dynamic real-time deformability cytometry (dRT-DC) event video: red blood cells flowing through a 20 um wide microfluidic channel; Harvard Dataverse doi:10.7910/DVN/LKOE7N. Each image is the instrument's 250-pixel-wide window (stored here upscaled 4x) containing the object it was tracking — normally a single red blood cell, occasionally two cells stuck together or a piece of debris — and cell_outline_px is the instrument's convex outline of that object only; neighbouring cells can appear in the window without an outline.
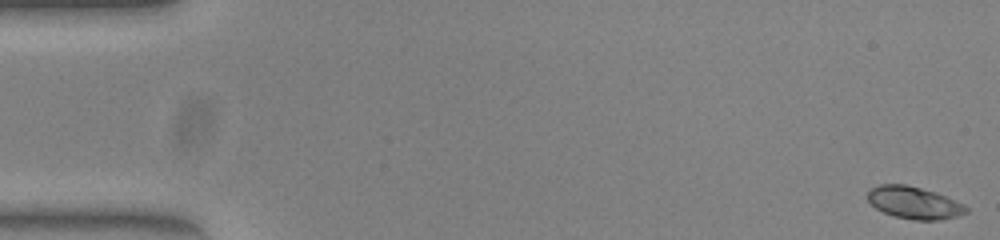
{"species": "common noctule bat (a hibernating species)", "species_latin": "Nyctalus noctula", "temperature_condition": "warm", "stored_images_in_passage": 52, "camera_frame_rate_fps": 3000, "um_per_image_px": 0.085, "animal": {"sex": "female", "body_mass_g": 23.0, "forearm_length_mm": 53.4}, "frame": {"image": 1, "passage_image": 1, "time_ms": 0.0, "image_size_px": [1000, 240], "cell_outline_px": [[968, 212], [956, 216], [940, 220], [916, 220], [896, 216], [884, 212], [876, 208], [868, 200], [868, 192], [872, 188], [880, 184], [908, 184], [936, 192], [964, 204], [968, 208]], "centroid_in_image_um": [77.72, 17.22], "position_along_channel_um": 7.3, "area_um2": 18.38}}
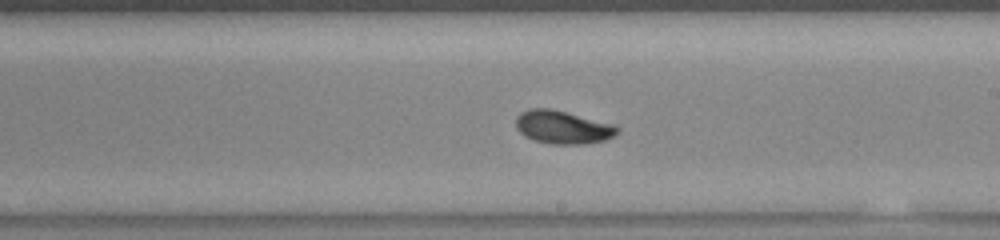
{"frame": {"image": 2, "passage_image": 30, "time_ms": 9.667, "image_size_px": [1000, 240], "cell_outline_px": [[620, 132], [604, 140], [584, 144], [552, 144], [536, 140], [524, 136], [516, 128], [516, 116], [520, 112], [528, 108], [548, 108], [616, 124], [620, 128]], "centroid_in_image_um": [47.84, 10.8], "position_along_channel_um": 241.2, "area_um2": 19.65}}
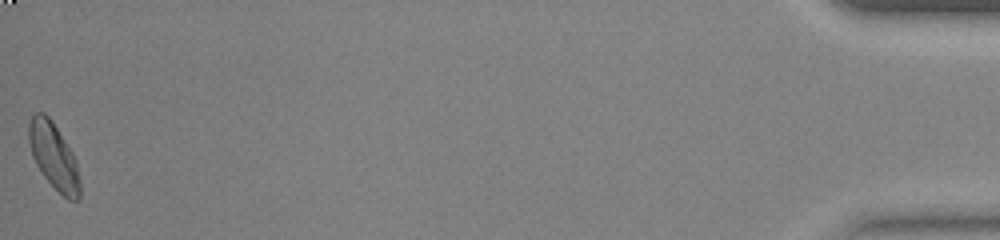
{"frame": {"image": 3, "passage_image": 52, "time_ms": 17.0, "image_size_px": [1000, 240], "cell_outline_px": [[80, 200], [68, 200], [44, 176], [36, 164], [32, 156], [28, 140], [28, 124], [32, 116], [36, 112], [44, 112], [52, 120], [72, 152], [76, 160], [80, 180]], "centroid_in_image_um": [4.57, 13.26], "position_along_channel_um": 430.6, "area_um2": 19.65}, "authors_computed_cell_mechanics": {"area_um2": 18.5538, "velocity_mm_per_s": 3.9543, "shape_relaxation_time_tau1_ms": 3.4046, "shape_relaxation_time_tau2_ms": 2.113, "deformation_change_tau1": 0.1318, "deformation_change_tau2": 0.0522}}